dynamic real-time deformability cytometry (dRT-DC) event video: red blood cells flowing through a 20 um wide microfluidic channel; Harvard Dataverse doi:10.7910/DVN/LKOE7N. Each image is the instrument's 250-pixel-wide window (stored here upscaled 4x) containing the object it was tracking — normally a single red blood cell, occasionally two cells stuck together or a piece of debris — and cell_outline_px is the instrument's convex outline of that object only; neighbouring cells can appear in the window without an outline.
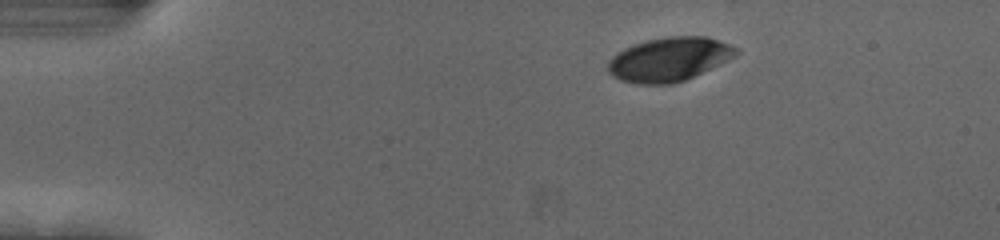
{"species": "human", "species_latin": "Homo sapiens", "temperature_condition": "cold", "stored_images_in_passage": 47, "camera_frame_rate_fps": 3000, "um_per_image_px": 0.085, "donor": {"sex": "female"}, "frame": {"image": 1, "passage_image": 1, "time_ms": 0.0, "image_size_px": [1000, 240], "cell_outline_px": [[740, 52], [736, 56], [720, 64], [684, 80], [672, 84], [636, 84], [620, 80], [608, 72], [608, 60], [616, 52], [624, 48], [648, 40], [668, 36], [704, 36], [720, 40], [740, 48]], "centroid_in_image_um": [56.89, 5.03], "position_along_channel_um": 28.1, "area_um2": 32.89}}
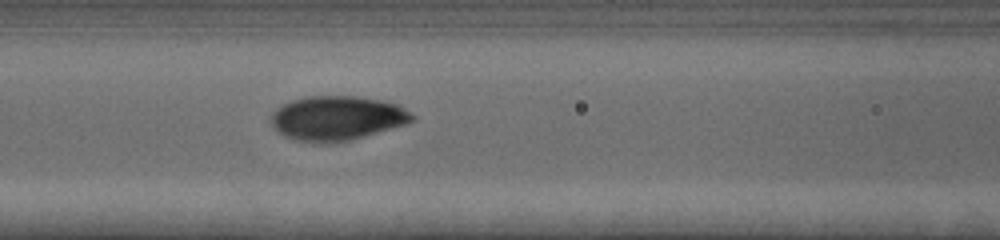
{"frame": {"image": 2, "passage_image": 16, "time_ms": 5.0, "image_size_px": [1000, 240], "cell_outline_px": [[416, 120], [404, 124], [348, 140], [296, 140], [284, 136], [272, 124], [272, 112], [276, 108], [292, 100], [308, 96], [356, 96], [384, 100], [396, 104], [416, 116]], "centroid_in_image_um": [28.67, 9.99], "position_along_channel_um": 137.9, "area_um2": 35.43}}
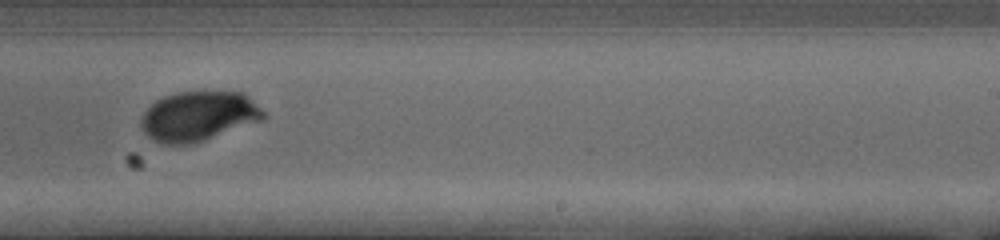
{"frame": {"image": 3, "passage_image": 27, "time_ms": 8.667, "image_size_px": [1000, 240], "cell_outline_px": [[268, 116], [264, 120], [192, 144], [164, 144], [148, 136], [144, 132], [140, 124], [140, 120], [144, 112], [156, 100], [164, 96], [176, 92], [244, 92]], "centroid_in_image_um": [16.89, 9.87], "position_along_channel_um": 272.1, "area_um2": 35.37}, "authors_computed_cell_mechanics": {"area_um2": 35.1424, "velocity_mm_per_s": 3.679, "shape_relaxation_time_tau1_ms": 2.3975, "shape_relaxation_time_tau2_ms": null, "deformation_change_tau1": 0.1382, "deformation_change_tau2": null}}